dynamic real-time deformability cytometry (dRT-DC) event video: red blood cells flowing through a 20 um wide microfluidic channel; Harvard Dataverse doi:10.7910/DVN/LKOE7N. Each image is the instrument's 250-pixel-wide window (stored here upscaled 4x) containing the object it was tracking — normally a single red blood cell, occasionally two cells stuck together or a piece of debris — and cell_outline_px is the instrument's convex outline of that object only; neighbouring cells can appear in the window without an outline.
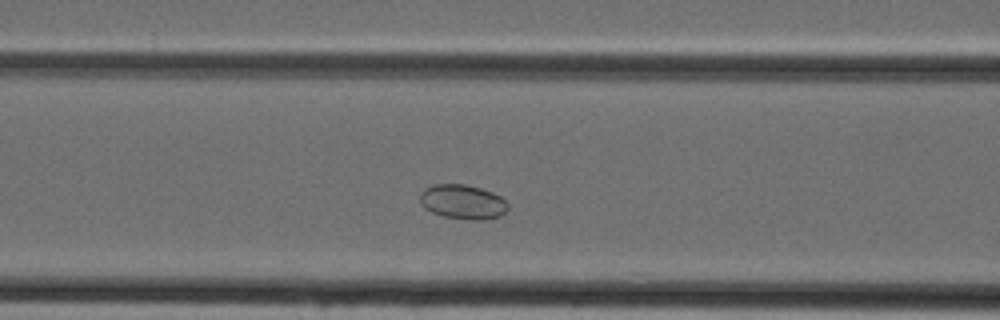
{"species": "Egyptian fruit bat (a non-hibernating species)", "species_latin": "Rousettus aegyptiacus", "temperature_condition": "cold", "stored_images_in_passage": 37, "camera_frame_rate_fps": 3000, "um_per_image_px": 0.085, "animal": {"sex": "female"}, "frame": {"image": 1, "passage_image": 9, "time_ms": 2.667, "image_size_px": [1000, 320], "cell_outline_px": [[508, 208], [500, 216], [484, 220], [472, 220], [444, 216], [432, 212], [424, 208], [420, 204], [420, 192], [424, 188], [432, 184], [464, 184], [480, 188], [492, 192], [500, 196], [508, 204]], "centroid_in_image_um": [39.3, 17.15], "position_along_channel_um": 127.3, "area_um2": 17.74}}
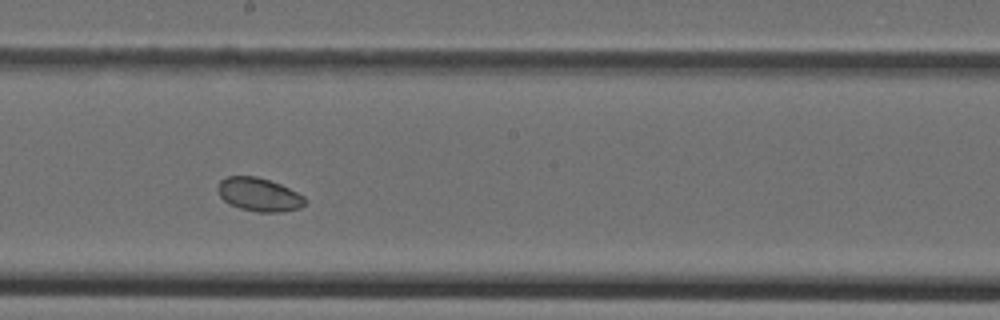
{"frame": {"image": 2, "passage_image": 16, "time_ms": 5.0, "image_size_px": [1000, 320], "cell_outline_px": [[304, 204], [300, 208], [280, 212], [256, 212], [240, 208], [228, 204], [220, 196], [216, 188], [220, 180], [228, 176], [256, 176], [280, 184], [304, 196]], "centroid_in_image_um": [21.97, 16.54], "position_along_channel_um": 226.2, "area_um2": 16.94}}
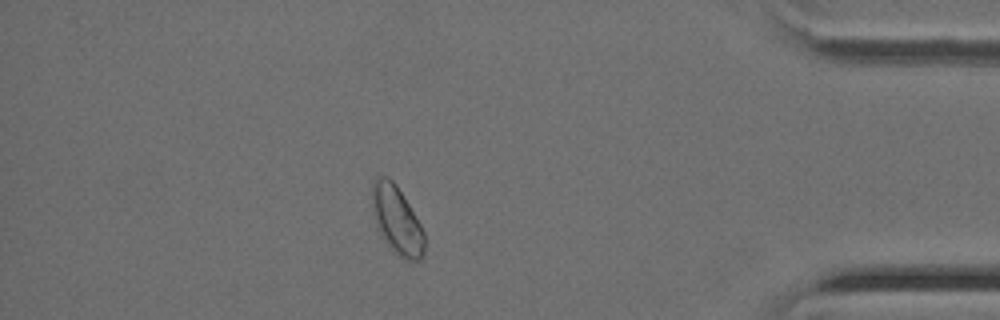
{"frame": {"image": 3, "passage_image": 31, "time_ms": 10.0, "image_size_px": [1000, 320], "cell_outline_px": [[424, 256], [420, 260], [408, 260], [400, 256], [380, 236], [372, 204], [372, 184], [376, 176], [388, 176], [396, 184], [420, 224], [424, 232]], "centroid_in_image_um": [33.73, 18.69], "position_along_channel_um": 401.5, "area_um2": 20.35}}